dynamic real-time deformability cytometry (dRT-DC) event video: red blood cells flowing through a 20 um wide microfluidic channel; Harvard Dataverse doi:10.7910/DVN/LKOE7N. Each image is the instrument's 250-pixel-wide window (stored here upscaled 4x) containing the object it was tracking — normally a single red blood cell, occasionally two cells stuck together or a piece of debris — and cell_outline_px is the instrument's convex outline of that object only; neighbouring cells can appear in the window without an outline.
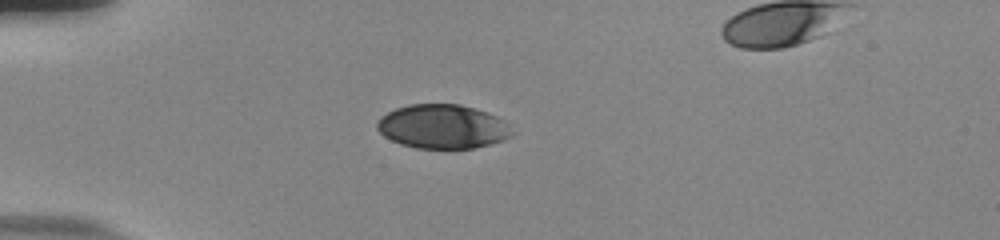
{"species": "human", "species_latin": "Homo sapiens", "temperature_condition": "room temperature", "stored_images_in_passage": 39, "camera_frame_rate_fps": 3000, "um_per_image_px": 0.085, "donor": {"sex": "male"}, "frame": {"image": 1, "passage_image": 1, "time_ms": 0.0, "image_size_px": [1000, 240], "cell_outline_px": [[512, 136], [504, 140], [472, 148], [416, 148], [400, 144], [384, 136], [376, 128], [376, 124], [380, 116], [396, 108], [408, 104], [460, 104], [488, 112], [504, 120], [512, 132]], "centroid_in_image_um": [37.6, 10.75], "position_along_channel_um": 47.4, "area_um2": 34.62}}
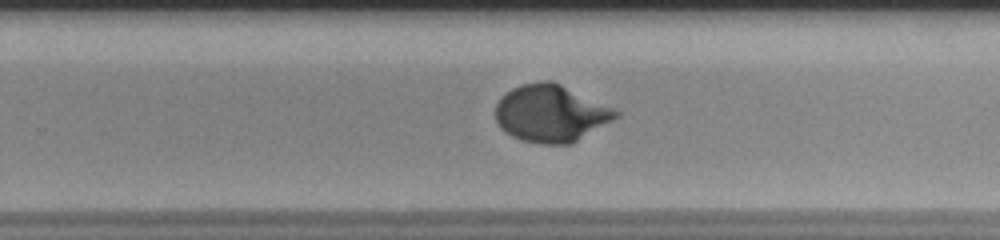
{"frame": {"image": 2, "passage_image": 22, "time_ms": 7.0, "image_size_px": [1000, 240], "cell_outline_px": [[620, 116], [572, 144], [540, 144], [524, 140], [512, 136], [500, 128], [496, 120], [496, 104], [512, 88], [520, 84], [540, 80], [552, 80], [612, 108], [620, 112]], "centroid_in_image_um": [46.82, 9.64], "position_along_channel_um": 283.0, "area_um2": 39.82}}
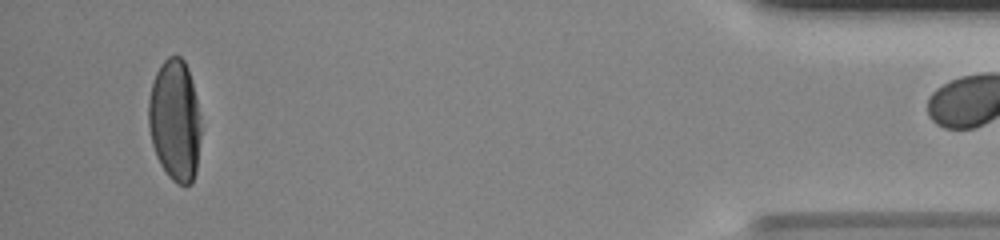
{"frame": {"image": 3, "passage_image": 38, "time_ms": 12.333, "image_size_px": [1000, 240], "cell_outline_px": [[200, 136], [196, 172], [192, 184], [176, 184], [168, 176], [160, 164], [156, 156], [152, 144], [148, 124], [148, 100], [152, 80], [160, 64], [168, 56], [180, 56], [184, 60], [188, 68], [196, 96], [200, 116]], "centroid_in_image_um": [14.85, 10.22], "position_along_channel_um": 420.3, "area_um2": 37.51}}